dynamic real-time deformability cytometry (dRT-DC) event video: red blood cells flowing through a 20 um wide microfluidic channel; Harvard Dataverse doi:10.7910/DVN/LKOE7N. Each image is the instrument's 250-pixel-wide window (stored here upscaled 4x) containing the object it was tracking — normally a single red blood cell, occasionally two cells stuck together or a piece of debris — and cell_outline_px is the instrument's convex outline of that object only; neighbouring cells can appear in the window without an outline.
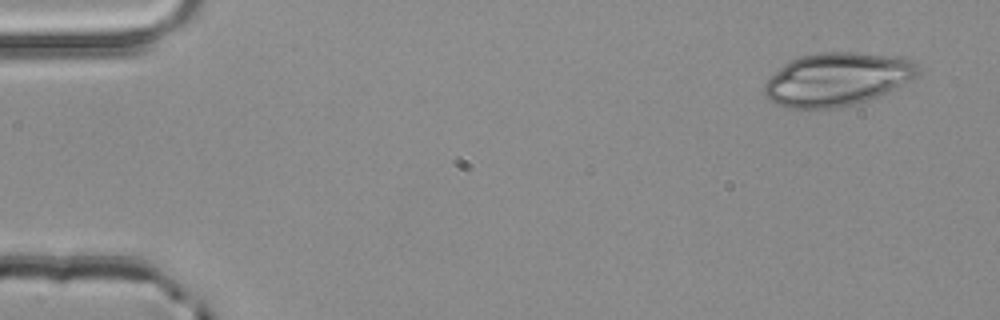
{"species": "common noctule bat (a hibernating species)", "species_latin": "Nyctalus noctula", "temperature_condition": "room temperature", "stored_images_in_passage": 4, "camera_frame_rate_fps": 3000, "um_per_image_px": 0.085, "animal": {"sex": "male", "body_mass_g": 20.4}, "frame": {"image": 1, "passage_image": 4, "time_ms": 1.0, "image_size_px": [1000, 320], "cell_outline_px": [[920, 72], [916, 76], [888, 92], [868, 100], [856, 104], [832, 108], [788, 108], [776, 104], [768, 100], [764, 96], [764, 84], [784, 64], [800, 56], [820, 52], [852, 52], [904, 56], [912, 60], [916, 64]], "centroid_in_image_um": [71.16, 6.73], "position_along_channel_um": 13.8, "area_um2": 47.63}}